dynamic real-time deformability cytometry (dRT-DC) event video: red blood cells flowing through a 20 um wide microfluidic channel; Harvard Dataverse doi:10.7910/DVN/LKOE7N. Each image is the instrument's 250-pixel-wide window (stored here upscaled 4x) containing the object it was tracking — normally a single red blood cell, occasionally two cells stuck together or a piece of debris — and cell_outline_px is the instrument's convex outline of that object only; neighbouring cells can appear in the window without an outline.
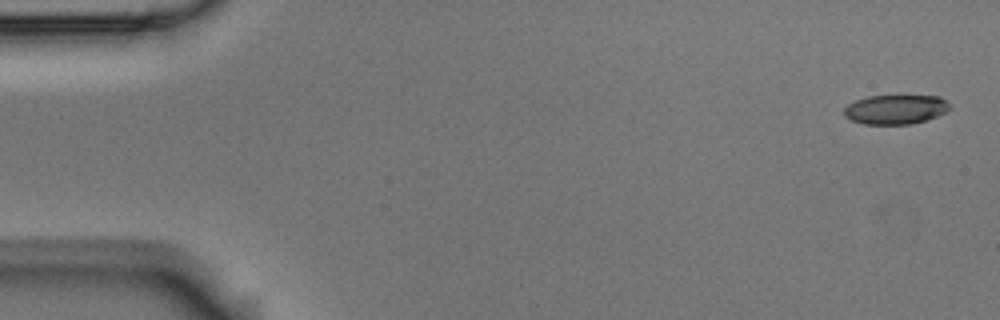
{"species": "Egyptian fruit bat (a non-hibernating species)", "species_latin": "Rousettus aegyptiacus", "temperature_condition": "room temperature", "stored_images_in_passage": 3, "segment_of_instrument_passage": [2, 2], "camera_frame_rate_fps": 3000, "um_per_image_px": 0.085, "animal": {"sex": "male"}, "frame": {"image": 1, "passage_image": 3, "time_ms": 0.667, "image_size_px": [1000, 320], "cell_outline_px": [[952, 108], [948, 112], [912, 124], [864, 124], [852, 120], [844, 116], [844, 108], [848, 104], [856, 100], [868, 96], [896, 92], [900, 92], [940, 96], [948, 100]], "centroid_in_image_um": [76.19, 9.22], "position_along_channel_um": 8.8, "area_um2": 19.31}}